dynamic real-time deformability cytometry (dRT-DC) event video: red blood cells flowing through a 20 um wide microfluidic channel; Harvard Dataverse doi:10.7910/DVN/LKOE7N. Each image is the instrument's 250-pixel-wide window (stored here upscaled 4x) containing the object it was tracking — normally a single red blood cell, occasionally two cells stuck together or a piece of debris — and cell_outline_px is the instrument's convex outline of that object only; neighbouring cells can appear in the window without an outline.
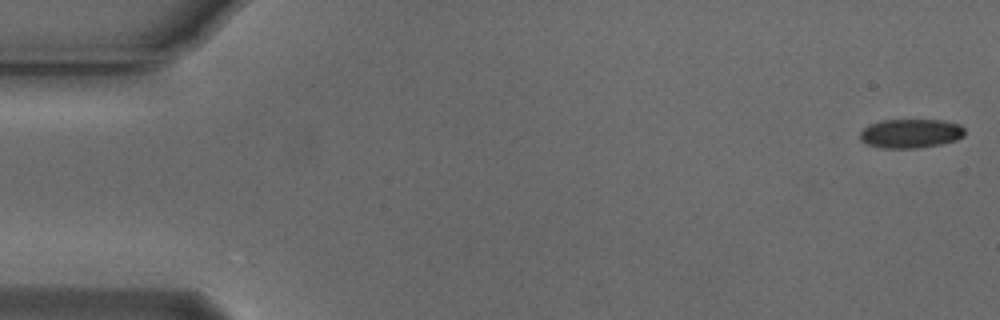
{"species": "Egyptian fruit bat (a non-hibernating species)", "species_latin": "Rousettus aegyptiacus", "temperature_condition": "cold", "stored_images_in_passage": 54, "camera_frame_rate_fps": 3000, "um_per_image_px": 0.085, "animal": {"sex": "male"}, "frame": {"image": 1, "passage_image": 1, "time_ms": 0.0, "image_size_px": [1000, 320], "cell_outline_px": [[964, 136], [956, 140], [940, 144], [916, 148], [884, 148], [868, 144], [860, 140], [860, 132], [868, 124], [880, 120], [944, 120], [960, 124], [964, 128]], "centroid_in_image_um": [77.41, 11.33], "position_along_channel_um": 7.6, "area_um2": 17.8}}
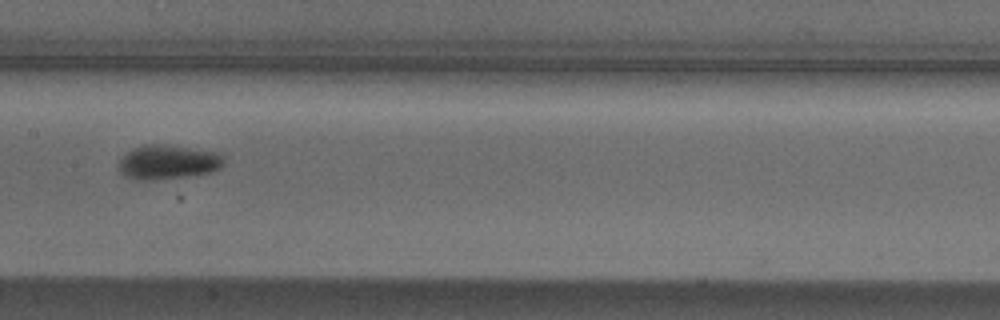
{"frame": {"image": 2, "passage_image": 27, "time_ms": 8.667, "image_size_px": [1000, 320], "cell_outline_px": [[224, 164], [220, 168], [212, 172], [196, 176], [152, 180], [136, 180], [124, 176], [120, 172], [116, 164], [124, 152], [132, 148], [144, 144], [164, 144], [220, 152], [224, 160]], "centroid_in_image_um": [14.24, 13.78], "position_along_channel_um": 193.2, "area_um2": 21.79}}
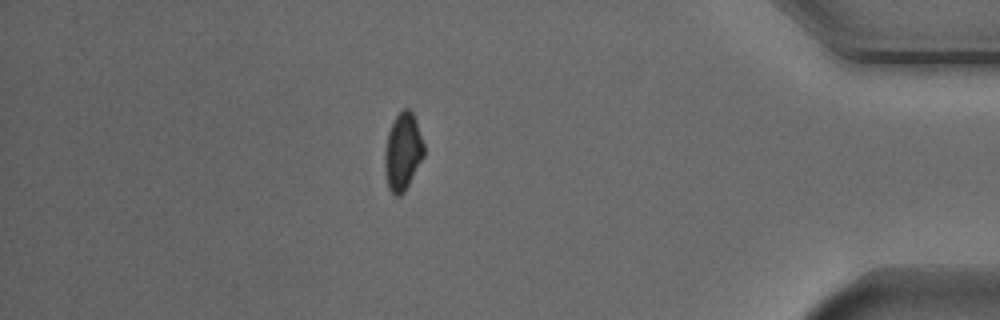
{"frame": {"image": 3, "passage_image": 47, "time_ms": 15.333, "image_size_px": [1000, 320], "cell_outline_px": [[424, 156], [404, 192], [400, 196], [396, 196], [388, 188], [384, 168], [384, 152], [388, 132], [396, 116], [404, 108], [408, 108], [412, 112], [416, 120], [424, 144]], "centroid_in_image_um": [34.23, 12.9], "position_along_channel_um": 401.0, "area_um2": 17.63}}